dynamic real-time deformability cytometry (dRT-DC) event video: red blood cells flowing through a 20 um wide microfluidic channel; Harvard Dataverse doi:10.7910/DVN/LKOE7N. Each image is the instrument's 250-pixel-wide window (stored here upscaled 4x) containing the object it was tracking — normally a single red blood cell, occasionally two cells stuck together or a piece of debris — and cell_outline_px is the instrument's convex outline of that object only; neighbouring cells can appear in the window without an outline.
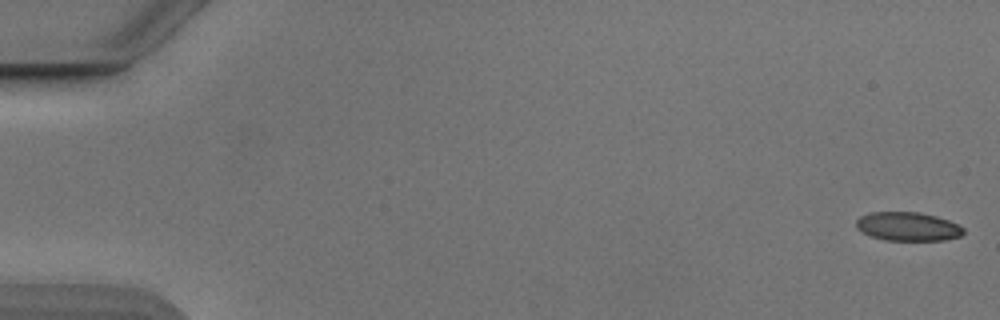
{"species": "Egyptian fruit bat (a non-hibernating species)", "species_latin": "Rousettus aegyptiacus", "temperature_condition": "cold", "stored_images_in_passage": 53, "camera_frame_rate_fps": 3000, "um_per_image_px": 0.085, "animal": {"sex": "male"}, "frame": {"image": 1, "passage_image": 1, "time_ms": 0.0, "image_size_px": [1000, 320], "cell_outline_px": [[964, 232], [960, 236], [944, 240], [884, 240], [860, 232], [856, 228], [856, 220], [860, 216], [872, 212], [920, 212], [936, 216], [948, 220], [964, 228]], "centroid_in_image_um": [77.14, 19.25], "position_along_channel_um": 7.9, "area_um2": 17.98}}
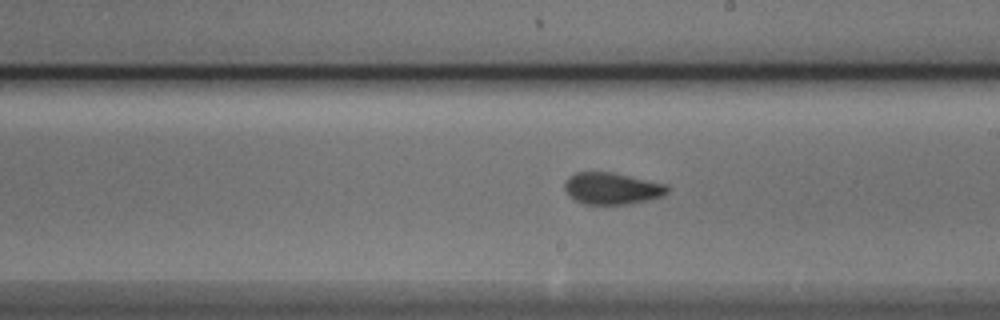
{"frame": {"image": 2, "passage_image": 31, "time_ms": 10.0, "image_size_px": [1000, 320], "cell_outline_px": [[668, 192], [664, 196], [648, 200], [628, 204], [584, 204], [568, 196], [564, 188], [564, 184], [568, 176], [576, 172], [612, 172], [668, 184]], "centroid_in_image_um": [52.02, 16.01], "position_along_channel_um": 237.0, "area_um2": 19.19}}
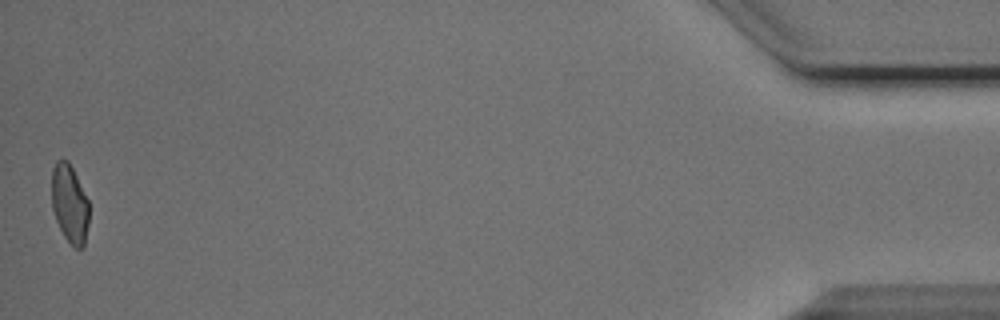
{"frame": {"image": 3, "passage_image": 53, "time_ms": 17.333, "image_size_px": [1000, 320], "cell_outline_px": [[88, 224], [84, 248], [76, 248], [64, 236], [56, 220], [52, 208], [52, 168], [56, 160], [68, 160], [88, 200]], "centroid_in_image_um": [5.91, 17.32], "position_along_channel_um": 429.3, "area_um2": 16.88}, "authors_computed_cell_mechanics": {"area_um2": 18.9006, "velocity_mm_per_s": 3.8674, "shape_relaxation_time_tau1_ms": 7.6146, "shape_relaxation_time_tau2_ms": 1.2751, "deformation_change_tau1": 0.139, "deformation_change_tau2": 0.0706}}